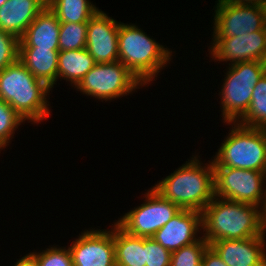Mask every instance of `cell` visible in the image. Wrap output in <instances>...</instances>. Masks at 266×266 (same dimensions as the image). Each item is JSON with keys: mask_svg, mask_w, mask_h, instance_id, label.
<instances>
[{"mask_svg": "<svg viewBox=\"0 0 266 266\" xmlns=\"http://www.w3.org/2000/svg\"><path fill=\"white\" fill-rule=\"evenodd\" d=\"M23 118L5 101L0 99V149L6 148L12 139L14 131L21 123Z\"/></svg>", "mask_w": 266, "mask_h": 266, "instance_id": "25", "label": "cell"}, {"mask_svg": "<svg viewBox=\"0 0 266 266\" xmlns=\"http://www.w3.org/2000/svg\"><path fill=\"white\" fill-rule=\"evenodd\" d=\"M88 23H61L59 31V50H80L86 48Z\"/></svg>", "mask_w": 266, "mask_h": 266, "instance_id": "23", "label": "cell"}, {"mask_svg": "<svg viewBox=\"0 0 266 266\" xmlns=\"http://www.w3.org/2000/svg\"><path fill=\"white\" fill-rule=\"evenodd\" d=\"M95 61L86 48L80 50L59 51V77L76 86L83 77L94 67Z\"/></svg>", "mask_w": 266, "mask_h": 266, "instance_id": "20", "label": "cell"}, {"mask_svg": "<svg viewBox=\"0 0 266 266\" xmlns=\"http://www.w3.org/2000/svg\"><path fill=\"white\" fill-rule=\"evenodd\" d=\"M238 123L247 127L266 129V73L255 85L250 106Z\"/></svg>", "mask_w": 266, "mask_h": 266, "instance_id": "22", "label": "cell"}, {"mask_svg": "<svg viewBox=\"0 0 266 266\" xmlns=\"http://www.w3.org/2000/svg\"><path fill=\"white\" fill-rule=\"evenodd\" d=\"M201 228H203L202 212L198 210L181 209L151 238L172 253L183 246L199 240L201 237H198L196 234Z\"/></svg>", "mask_w": 266, "mask_h": 266, "instance_id": "14", "label": "cell"}, {"mask_svg": "<svg viewBox=\"0 0 266 266\" xmlns=\"http://www.w3.org/2000/svg\"><path fill=\"white\" fill-rule=\"evenodd\" d=\"M201 266H227L217 253L209 246L203 254Z\"/></svg>", "mask_w": 266, "mask_h": 266, "instance_id": "29", "label": "cell"}, {"mask_svg": "<svg viewBox=\"0 0 266 266\" xmlns=\"http://www.w3.org/2000/svg\"><path fill=\"white\" fill-rule=\"evenodd\" d=\"M209 163L201 166L195 155L152 188L180 209L202 212L215 197L213 163Z\"/></svg>", "mask_w": 266, "mask_h": 266, "instance_id": "2", "label": "cell"}, {"mask_svg": "<svg viewBox=\"0 0 266 266\" xmlns=\"http://www.w3.org/2000/svg\"><path fill=\"white\" fill-rule=\"evenodd\" d=\"M172 51L164 48L134 24H119L118 60L147 85L171 60ZM157 74V75H156ZM147 83V84H146Z\"/></svg>", "mask_w": 266, "mask_h": 266, "instance_id": "4", "label": "cell"}, {"mask_svg": "<svg viewBox=\"0 0 266 266\" xmlns=\"http://www.w3.org/2000/svg\"><path fill=\"white\" fill-rule=\"evenodd\" d=\"M209 243L202 236L196 242L171 253L170 266H201L202 257Z\"/></svg>", "mask_w": 266, "mask_h": 266, "instance_id": "24", "label": "cell"}, {"mask_svg": "<svg viewBox=\"0 0 266 266\" xmlns=\"http://www.w3.org/2000/svg\"><path fill=\"white\" fill-rule=\"evenodd\" d=\"M212 40L210 52L217 61H230L229 65L247 61L266 62V30Z\"/></svg>", "mask_w": 266, "mask_h": 266, "instance_id": "12", "label": "cell"}, {"mask_svg": "<svg viewBox=\"0 0 266 266\" xmlns=\"http://www.w3.org/2000/svg\"><path fill=\"white\" fill-rule=\"evenodd\" d=\"M145 266H170L171 252L153 238L144 237Z\"/></svg>", "mask_w": 266, "mask_h": 266, "instance_id": "28", "label": "cell"}, {"mask_svg": "<svg viewBox=\"0 0 266 266\" xmlns=\"http://www.w3.org/2000/svg\"><path fill=\"white\" fill-rule=\"evenodd\" d=\"M202 226L209 245L222 239L266 236L265 212L260 207L218 197L202 211Z\"/></svg>", "mask_w": 266, "mask_h": 266, "instance_id": "1", "label": "cell"}, {"mask_svg": "<svg viewBox=\"0 0 266 266\" xmlns=\"http://www.w3.org/2000/svg\"><path fill=\"white\" fill-rule=\"evenodd\" d=\"M68 248L73 266H116L114 228L84 231Z\"/></svg>", "mask_w": 266, "mask_h": 266, "instance_id": "11", "label": "cell"}, {"mask_svg": "<svg viewBox=\"0 0 266 266\" xmlns=\"http://www.w3.org/2000/svg\"><path fill=\"white\" fill-rule=\"evenodd\" d=\"M7 0H0V8Z\"/></svg>", "mask_w": 266, "mask_h": 266, "instance_id": "32", "label": "cell"}, {"mask_svg": "<svg viewBox=\"0 0 266 266\" xmlns=\"http://www.w3.org/2000/svg\"><path fill=\"white\" fill-rule=\"evenodd\" d=\"M146 200L122 216L116 223L133 236L151 238L181 209L151 188Z\"/></svg>", "mask_w": 266, "mask_h": 266, "instance_id": "9", "label": "cell"}, {"mask_svg": "<svg viewBox=\"0 0 266 266\" xmlns=\"http://www.w3.org/2000/svg\"><path fill=\"white\" fill-rule=\"evenodd\" d=\"M119 24L101 10L88 21L86 49L95 63L118 61Z\"/></svg>", "mask_w": 266, "mask_h": 266, "instance_id": "13", "label": "cell"}, {"mask_svg": "<svg viewBox=\"0 0 266 266\" xmlns=\"http://www.w3.org/2000/svg\"><path fill=\"white\" fill-rule=\"evenodd\" d=\"M213 169L215 197L255 205L266 211V189H263L266 172L232 167Z\"/></svg>", "mask_w": 266, "mask_h": 266, "instance_id": "7", "label": "cell"}, {"mask_svg": "<svg viewBox=\"0 0 266 266\" xmlns=\"http://www.w3.org/2000/svg\"><path fill=\"white\" fill-rule=\"evenodd\" d=\"M228 70L220 93L224 122L231 124L238 123L247 112L253 89L266 73V62H239Z\"/></svg>", "mask_w": 266, "mask_h": 266, "instance_id": "6", "label": "cell"}, {"mask_svg": "<svg viewBox=\"0 0 266 266\" xmlns=\"http://www.w3.org/2000/svg\"><path fill=\"white\" fill-rule=\"evenodd\" d=\"M228 2H234L237 4H249V5H262L264 6V3L266 0H225Z\"/></svg>", "mask_w": 266, "mask_h": 266, "instance_id": "31", "label": "cell"}, {"mask_svg": "<svg viewBox=\"0 0 266 266\" xmlns=\"http://www.w3.org/2000/svg\"><path fill=\"white\" fill-rule=\"evenodd\" d=\"M60 24L55 13L46 6L20 38L19 48L59 50Z\"/></svg>", "mask_w": 266, "mask_h": 266, "instance_id": "17", "label": "cell"}, {"mask_svg": "<svg viewBox=\"0 0 266 266\" xmlns=\"http://www.w3.org/2000/svg\"><path fill=\"white\" fill-rule=\"evenodd\" d=\"M47 4L61 23H88L99 10L89 0H47Z\"/></svg>", "mask_w": 266, "mask_h": 266, "instance_id": "21", "label": "cell"}, {"mask_svg": "<svg viewBox=\"0 0 266 266\" xmlns=\"http://www.w3.org/2000/svg\"><path fill=\"white\" fill-rule=\"evenodd\" d=\"M214 15L213 38H229L266 30L262 5L237 4L218 0Z\"/></svg>", "mask_w": 266, "mask_h": 266, "instance_id": "10", "label": "cell"}, {"mask_svg": "<svg viewBox=\"0 0 266 266\" xmlns=\"http://www.w3.org/2000/svg\"><path fill=\"white\" fill-rule=\"evenodd\" d=\"M50 90L19 59L0 72V99L7 102L24 121L39 123L50 115L46 99Z\"/></svg>", "mask_w": 266, "mask_h": 266, "instance_id": "3", "label": "cell"}, {"mask_svg": "<svg viewBox=\"0 0 266 266\" xmlns=\"http://www.w3.org/2000/svg\"><path fill=\"white\" fill-rule=\"evenodd\" d=\"M232 124L234 127L212 160L213 167L266 172V129Z\"/></svg>", "mask_w": 266, "mask_h": 266, "instance_id": "5", "label": "cell"}, {"mask_svg": "<svg viewBox=\"0 0 266 266\" xmlns=\"http://www.w3.org/2000/svg\"><path fill=\"white\" fill-rule=\"evenodd\" d=\"M59 51L44 48H19V60L37 80L53 88L58 80Z\"/></svg>", "mask_w": 266, "mask_h": 266, "instance_id": "18", "label": "cell"}, {"mask_svg": "<svg viewBox=\"0 0 266 266\" xmlns=\"http://www.w3.org/2000/svg\"><path fill=\"white\" fill-rule=\"evenodd\" d=\"M144 86L119 60L111 63H96L76 86L87 96L99 100H112L128 95Z\"/></svg>", "mask_w": 266, "mask_h": 266, "instance_id": "8", "label": "cell"}, {"mask_svg": "<svg viewBox=\"0 0 266 266\" xmlns=\"http://www.w3.org/2000/svg\"><path fill=\"white\" fill-rule=\"evenodd\" d=\"M265 236L219 240L209 246L227 266H266Z\"/></svg>", "mask_w": 266, "mask_h": 266, "instance_id": "15", "label": "cell"}, {"mask_svg": "<svg viewBox=\"0 0 266 266\" xmlns=\"http://www.w3.org/2000/svg\"><path fill=\"white\" fill-rule=\"evenodd\" d=\"M38 262V266H73L69 248L51 247L42 252L31 253Z\"/></svg>", "mask_w": 266, "mask_h": 266, "instance_id": "27", "label": "cell"}, {"mask_svg": "<svg viewBox=\"0 0 266 266\" xmlns=\"http://www.w3.org/2000/svg\"><path fill=\"white\" fill-rule=\"evenodd\" d=\"M116 266H145L144 237L133 236L114 223Z\"/></svg>", "mask_w": 266, "mask_h": 266, "instance_id": "19", "label": "cell"}, {"mask_svg": "<svg viewBox=\"0 0 266 266\" xmlns=\"http://www.w3.org/2000/svg\"><path fill=\"white\" fill-rule=\"evenodd\" d=\"M47 5V0H7L0 8V30L20 39Z\"/></svg>", "mask_w": 266, "mask_h": 266, "instance_id": "16", "label": "cell"}, {"mask_svg": "<svg viewBox=\"0 0 266 266\" xmlns=\"http://www.w3.org/2000/svg\"><path fill=\"white\" fill-rule=\"evenodd\" d=\"M265 17H266V2L264 3Z\"/></svg>", "mask_w": 266, "mask_h": 266, "instance_id": "33", "label": "cell"}, {"mask_svg": "<svg viewBox=\"0 0 266 266\" xmlns=\"http://www.w3.org/2000/svg\"><path fill=\"white\" fill-rule=\"evenodd\" d=\"M19 42L15 35L0 30V72L19 59Z\"/></svg>", "mask_w": 266, "mask_h": 266, "instance_id": "26", "label": "cell"}, {"mask_svg": "<svg viewBox=\"0 0 266 266\" xmlns=\"http://www.w3.org/2000/svg\"><path fill=\"white\" fill-rule=\"evenodd\" d=\"M14 266H38L37 259L31 252L19 259Z\"/></svg>", "mask_w": 266, "mask_h": 266, "instance_id": "30", "label": "cell"}]
</instances>
